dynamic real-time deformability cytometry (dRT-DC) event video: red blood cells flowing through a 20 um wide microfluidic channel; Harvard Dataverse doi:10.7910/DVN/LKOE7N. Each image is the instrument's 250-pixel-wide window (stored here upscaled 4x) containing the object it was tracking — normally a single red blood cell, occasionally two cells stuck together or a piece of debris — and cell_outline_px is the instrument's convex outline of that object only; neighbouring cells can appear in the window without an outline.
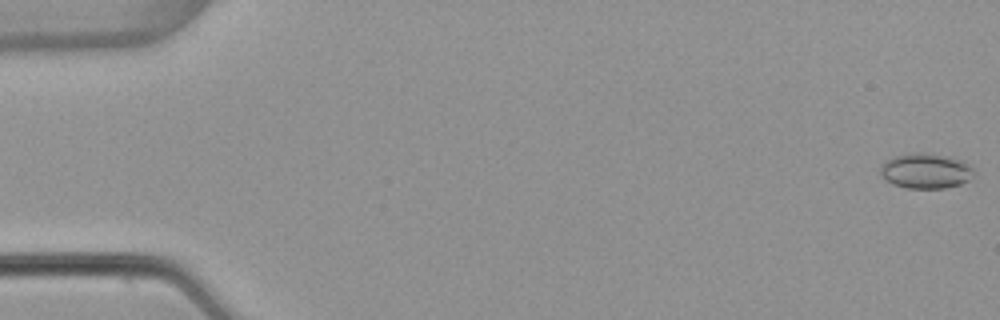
{"species": "common noctule bat (a hibernating species)", "species_latin": "Nyctalus noctula", "temperature_condition": "warm", "stored_images_in_passage": 53, "camera_frame_rate_fps": 3000, "um_per_image_px": 0.085, "animal": {"sex": "female", "body_mass_g": 22.7, "forearm_length_mm": 54.2}, "frame": {"image": 1, "passage_image": 1, "time_ms": 0.0, "image_size_px": [1000, 320], "cell_outline_px": [[976, 172], [968, 180], [960, 184], [944, 188], [904, 188], [892, 184], [880, 176], [880, 164], [884, 160], [892, 156], [920, 152], [948, 156], [964, 160]], "centroid_in_image_um": [78.65, 14.52], "position_along_channel_um": 6.3, "area_um2": 19.48}}
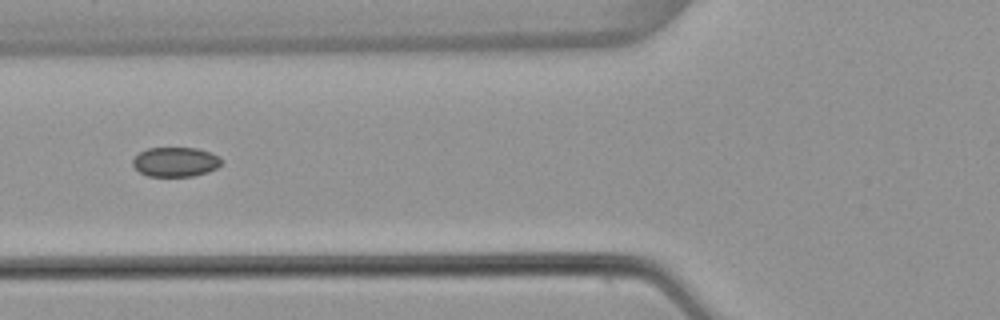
{"frame": {"image": 2, "passage_image": 21, "time_ms": 6.667, "image_size_px": [1000, 320], "cell_outline_px": [[224, 160], [216, 168], [208, 172], [192, 176], [148, 176], [140, 172], [132, 164], [132, 160], [140, 152], [148, 148], [196, 148], [208, 152]], "centroid_in_image_um": [14.9, 13.76], "position_along_channel_um": 110.9, "area_um2": 15.09}}
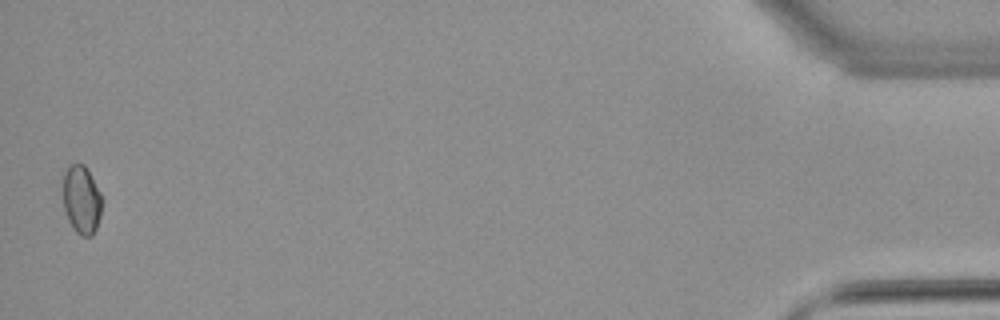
{"frame": {"image": 3, "passage_image": 53, "time_ms": 17.333, "image_size_px": [1000, 320], "cell_outline_px": [[100, 216], [96, 228], [92, 236], [80, 236], [72, 228], [68, 220], [64, 208], [60, 180], [60, 176], [72, 164], [84, 164], [100, 192]], "centroid_in_image_um": [6.86, 16.96], "position_along_channel_um": 428.3, "area_um2": 15.72}, "authors_computed_cell_mechanics": {"area_um2": 15.7794, "velocity_mm_per_s": 3.8554, "shape_relaxation_time_tau1_ms": null, "shape_relaxation_time_tau2_ms": 3.513, "deformation_change_tau1": null, "deformation_change_tau2": 0.058}}